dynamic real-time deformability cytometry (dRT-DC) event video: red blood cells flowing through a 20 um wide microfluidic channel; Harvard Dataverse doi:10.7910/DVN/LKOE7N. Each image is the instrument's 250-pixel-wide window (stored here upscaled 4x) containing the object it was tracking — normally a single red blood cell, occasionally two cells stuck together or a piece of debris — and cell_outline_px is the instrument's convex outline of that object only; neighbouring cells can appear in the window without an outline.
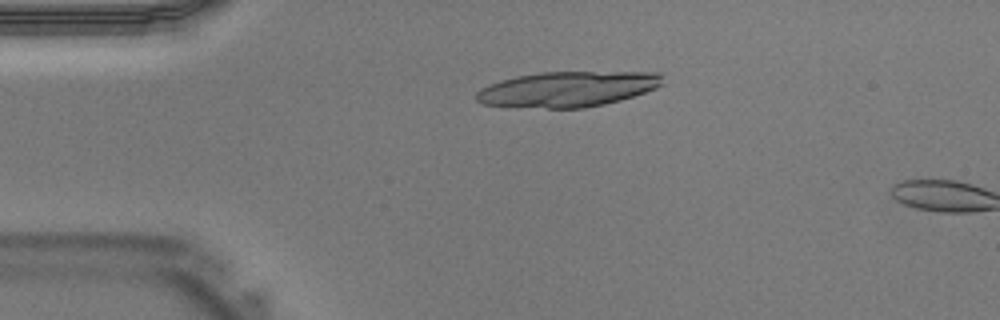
{"species": "Egyptian fruit bat (a non-hibernating species)", "species_latin": "Rousettus aegyptiacus", "temperature_condition": "warm", "stored_images_in_passage": 10, "camera_frame_rate_fps": 3000, "um_per_image_px": 0.085, "animal": {"sex": "male"}, "frame": {"image": 1, "passage_image": 9, "time_ms": 2.667, "image_size_px": [1000, 320], "cell_outline_px": [[664, 84], [656, 88], [620, 100], [604, 104], [584, 108], [548, 108], [480, 104], [476, 100], [476, 92], [480, 88], [500, 80], [516, 76], [540, 72], [660, 72]], "centroid_in_image_um": [48.24, 7.57], "position_along_channel_um": 36.8, "area_um2": 38.38}}